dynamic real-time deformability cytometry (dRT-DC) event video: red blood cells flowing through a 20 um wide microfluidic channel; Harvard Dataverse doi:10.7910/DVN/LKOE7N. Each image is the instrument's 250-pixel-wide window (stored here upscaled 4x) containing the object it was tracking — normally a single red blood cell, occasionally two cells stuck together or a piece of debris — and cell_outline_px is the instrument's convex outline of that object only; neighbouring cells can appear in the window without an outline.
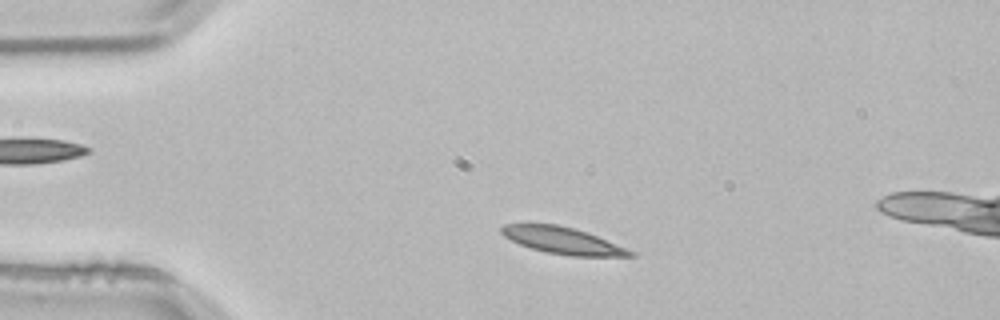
{"species": "common noctule bat (a hibernating species)", "species_latin": "Nyctalus noctula", "temperature_condition": "room temperature", "stored_images_in_passage": 4, "camera_frame_rate_fps": 3000, "um_per_image_px": 0.085, "animal": {"sex": "male", "body_mass_g": 21.5, "forearm_length_mm": 52.0}, "frame": {"image": 1, "passage_image": 1, "time_ms": 0.0, "image_size_px": [1000, 320], "cell_outline_px": [[636, 256], [572, 256], [544, 252], [520, 244], [504, 236], [500, 232], [500, 228], [504, 224], [556, 224], [576, 228], [588, 232], [636, 252]], "centroid_in_image_um": [47.85, 20.44], "position_along_channel_um": 37.1, "area_um2": 20.06}}